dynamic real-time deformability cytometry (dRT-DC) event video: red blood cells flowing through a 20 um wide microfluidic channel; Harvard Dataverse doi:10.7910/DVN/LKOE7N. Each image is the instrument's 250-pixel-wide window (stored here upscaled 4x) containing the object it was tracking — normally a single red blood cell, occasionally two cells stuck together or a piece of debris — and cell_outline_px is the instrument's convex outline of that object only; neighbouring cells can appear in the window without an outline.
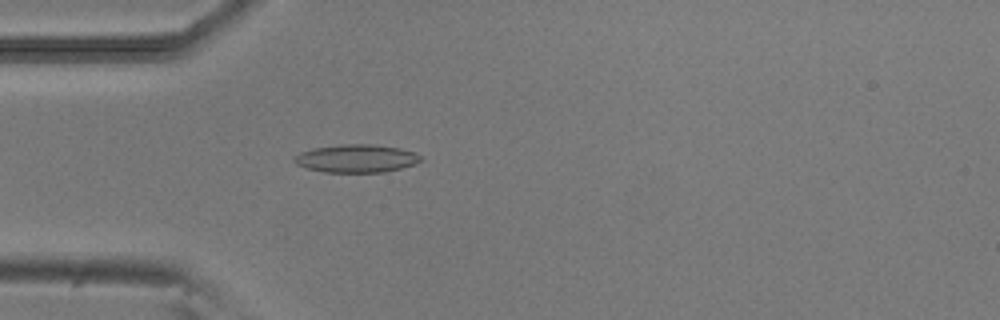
{"species": "common noctule bat (a hibernating species)", "species_latin": "Nyctalus noctula", "temperature_condition": "room temperature", "stored_images_in_passage": 40, "camera_frame_rate_fps": 3000, "um_per_image_px": 0.085, "animal": {"sex": "male", "body_mass_g": 20.5, "forearm_length_mm": 52.5}, "frame": {"image": 1, "passage_image": 3, "time_ms": 0.667, "image_size_px": [1000, 320], "cell_outline_px": [[424, 160], [416, 164], [384, 172], [324, 172], [308, 168], [296, 164], [292, 160], [300, 152], [312, 148], [340, 144], [372, 144], [400, 148], [424, 156]], "centroid_in_image_um": [30.32, 13.46], "position_along_channel_um": 54.7, "area_um2": 20.75}}
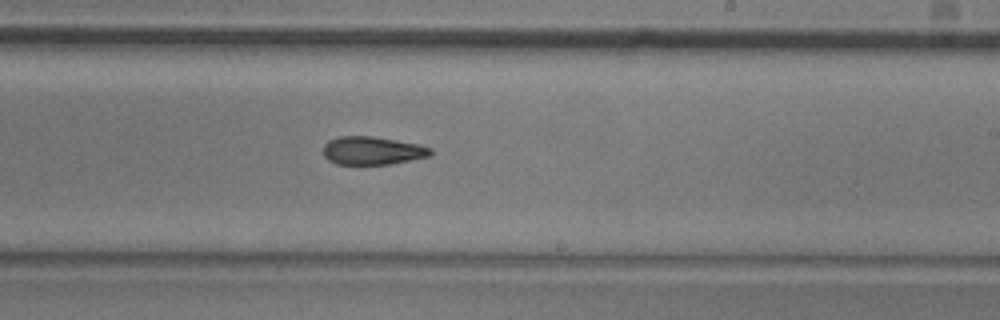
{"frame": {"image": 2, "passage_image": 19, "time_ms": 6.0, "image_size_px": [1000, 320], "cell_outline_px": [[432, 152], [428, 156], [392, 164], [336, 164], [328, 160], [324, 156], [324, 144], [328, 140], [340, 136], [372, 136], [420, 144], [432, 148]], "centroid_in_image_um": [31.64, 12.8], "position_along_channel_um": 257.4, "area_um2": 17.63}}
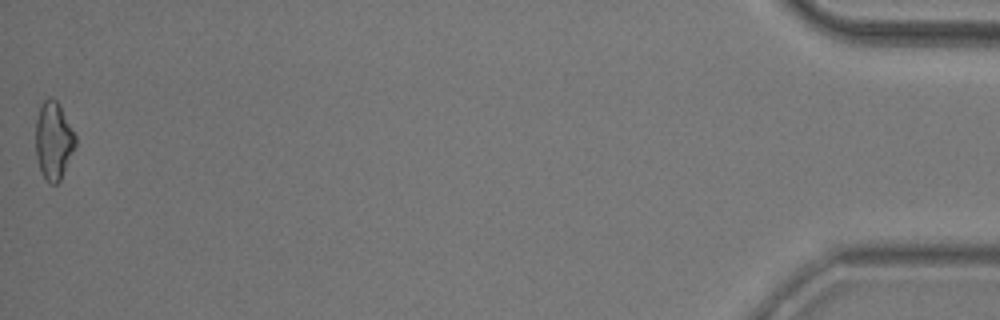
{"frame": {"image": 3, "passage_image": 40, "time_ms": 13.0, "image_size_px": [1000, 320], "cell_outline_px": [[76, 144], [60, 180], [56, 184], [48, 184], [40, 172], [36, 156], [36, 120], [40, 108], [44, 100], [48, 96], [52, 96], [56, 100], [76, 136]], "centroid_in_image_um": [4.53, 11.98], "position_along_channel_um": 430.7, "area_um2": 17.86}, "authors_computed_cell_mechanics": {"area_um2": 18.1781, "velocity_mm_per_s": 3.8824, "shape_relaxation_time_tau1_ms": 6.2247, "shape_relaxation_time_tau2_ms": 6.064, "deformation_change_tau1": 0.1648, "deformation_change_tau2": 0.1555}}